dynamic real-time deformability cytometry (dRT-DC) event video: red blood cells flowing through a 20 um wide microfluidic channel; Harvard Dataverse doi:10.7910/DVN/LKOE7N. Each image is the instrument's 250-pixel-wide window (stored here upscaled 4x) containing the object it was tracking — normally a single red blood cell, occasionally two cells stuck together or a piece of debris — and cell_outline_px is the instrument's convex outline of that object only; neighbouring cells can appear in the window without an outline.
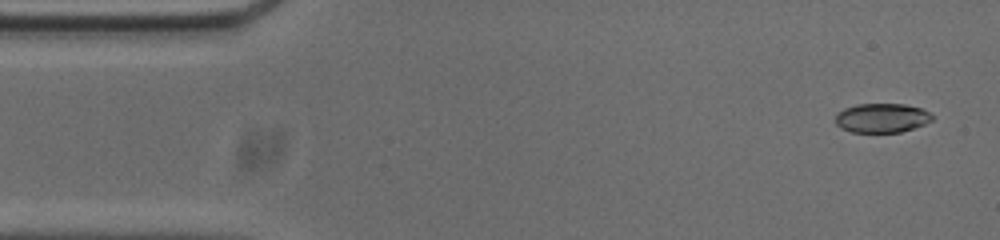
{"species": "common noctule bat (a hibernating species)", "species_latin": "Nyctalus noctula", "temperature_condition": "cold", "stored_images_in_passage": 53, "camera_frame_rate_fps": 3000, "um_per_image_px": 0.085, "animal": {"sex": "male", "body_mass_g": 20.0, "forearm_length_mm": 53.3}, "frame": {"image": 1, "passage_image": 2, "time_ms": 0.333, "image_size_px": [1000, 240], "cell_outline_px": [[932, 120], [924, 124], [900, 132], [852, 132], [840, 128], [836, 124], [836, 112], [844, 108], [856, 104], [904, 104], [920, 108], [928, 112], [932, 116]], "centroid_in_image_um": [74.9, 10.02], "position_along_channel_um": 10.1, "area_um2": 16.42}}
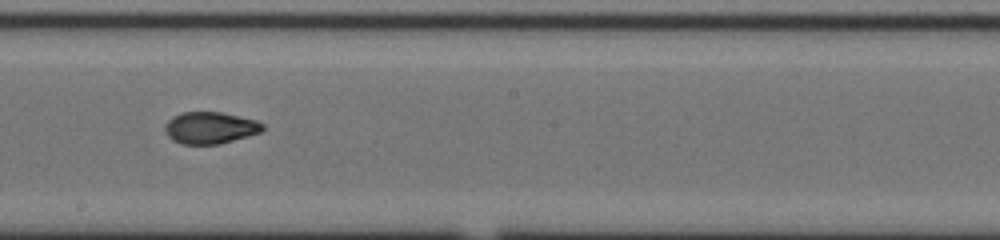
{"frame": {"image": 2, "passage_image": 28, "time_ms": 9.0, "image_size_px": [1000, 240], "cell_outline_px": [[264, 128], [260, 132], [248, 136], [220, 144], [180, 144], [172, 140], [164, 132], [164, 124], [172, 116], [180, 112], [220, 112], [256, 120], [264, 124]], "centroid_in_image_um": [17.82, 10.86], "position_along_channel_um": 230.4, "area_um2": 18.26}}
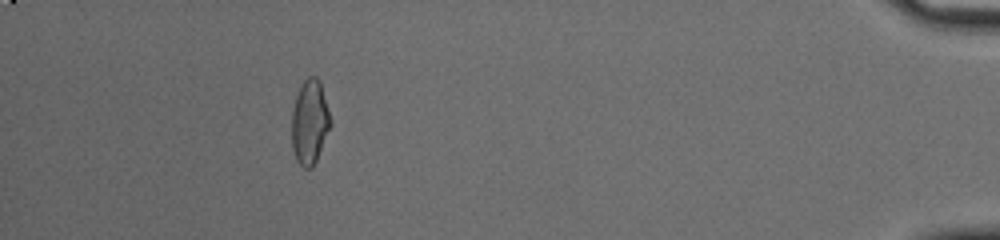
{"frame": {"image": 3, "passage_image": 48, "time_ms": 15.667, "image_size_px": [1000, 240], "cell_outline_px": [[332, 124], [316, 160], [312, 168], [304, 168], [296, 160], [292, 148], [292, 112], [296, 96], [304, 80], [308, 76], [316, 76], [320, 80], [332, 120]], "centroid_in_image_um": [26.34, 10.37], "position_along_channel_um": 408.9, "area_um2": 19.13}, "authors_computed_cell_mechanics": {"area_um2": 18.3804, "velocity_mm_per_s": 3.7226, "shape_relaxation_time_tau1_ms": null, "shape_relaxation_time_tau2_ms": 1.81, "deformation_change_tau1": null, "deformation_change_tau2": 0.062}}